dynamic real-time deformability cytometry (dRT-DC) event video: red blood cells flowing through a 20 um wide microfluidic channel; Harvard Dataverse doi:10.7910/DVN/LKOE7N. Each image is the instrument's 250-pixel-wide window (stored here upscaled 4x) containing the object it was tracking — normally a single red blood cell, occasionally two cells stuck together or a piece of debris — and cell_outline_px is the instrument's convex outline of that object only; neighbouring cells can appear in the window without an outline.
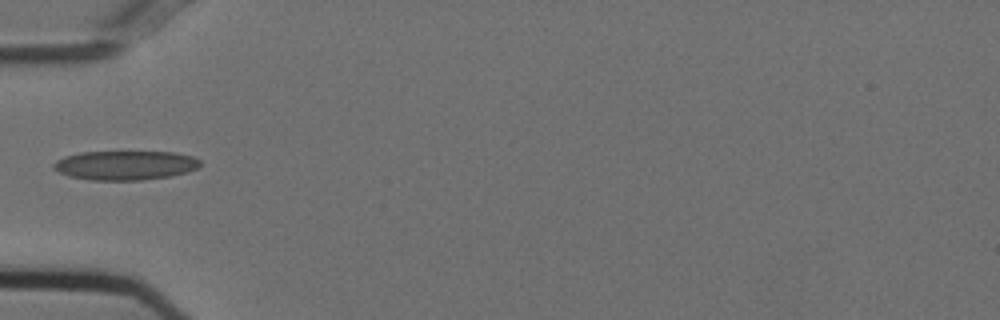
{"species": "Egyptian fruit bat (a non-hibernating species)", "species_latin": "Rousettus aegyptiacus", "temperature_condition": "cold", "stored_images_in_passage": 34, "camera_frame_rate_fps": 3000, "um_per_image_px": 0.085, "animal": {"sex": "female"}, "frame": {"image": 1, "passage_image": 1, "time_ms": 0.0, "image_size_px": [1000, 320], "cell_outline_px": [[200, 164], [196, 168], [188, 172], [172, 176], [140, 180], [92, 180], [68, 176], [52, 168], [52, 164], [56, 160], [64, 156], [80, 152], [172, 152], [192, 156], [200, 160]], "centroid_in_image_um": [10.62, 14.05], "position_along_channel_um": 74.4, "area_um2": 25.03}}
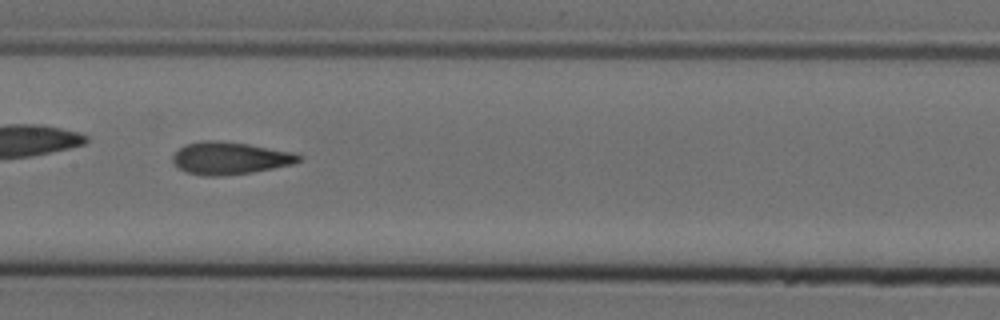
{"frame": {"image": 2, "passage_image": 10, "time_ms": 3.0, "image_size_px": [1000, 320], "cell_outline_px": [[304, 156], [300, 160], [292, 164], [252, 172], [220, 176], [200, 176], [184, 172], [176, 168], [172, 160], [172, 156], [184, 144], [204, 140], [216, 140], [248, 144], [296, 152]], "centroid_in_image_um": [19.51, 13.44], "position_along_channel_um": 187.9, "area_um2": 24.1}}